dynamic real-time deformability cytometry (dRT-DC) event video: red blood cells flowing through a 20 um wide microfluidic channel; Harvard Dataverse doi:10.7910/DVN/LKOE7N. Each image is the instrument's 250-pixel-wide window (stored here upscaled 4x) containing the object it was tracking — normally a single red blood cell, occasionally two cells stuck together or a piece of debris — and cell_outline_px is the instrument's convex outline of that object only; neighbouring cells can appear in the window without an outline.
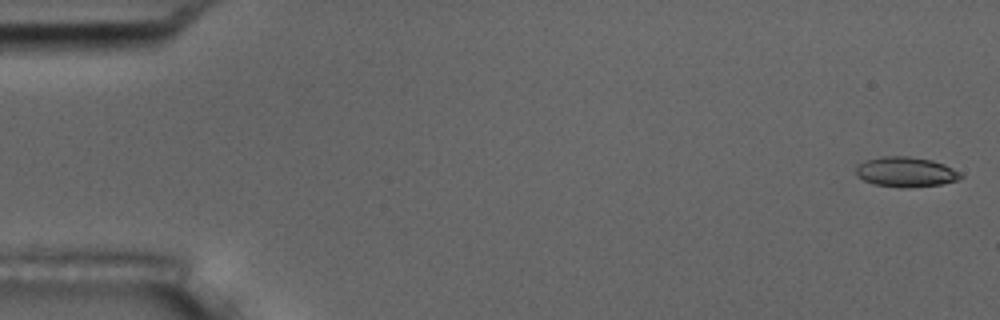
{"species": "common noctule bat (a hibernating species)", "species_latin": "Nyctalus noctula", "temperature_condition": "room temperature", "stored_images_in_passage": 6, "camera_frame_rate_fps": 3000, "um_per_image_px": 0.085, "animal": {"sex": "male", "body_mass_g": 17.5, "forearm_length_mm": 52.3}, "frame": {"image": 1, "passage_image": 1, "time_ms": 0.0, "image_size_px": [1000, 320], "cell_outline_px": [[964, 176], [956, 180], [940, 184], [904, 188], [900, 188], [876, 184], [864, 180], [856, 176], [856, 168], [864, 160], [880, 156], [908, 156], [932, 160], [944, 164], [960, 172]], "centroid_in_image_um": [76.98, 14.6], "position_along_channel_um": 8.0, "area_um2": 18.26}}
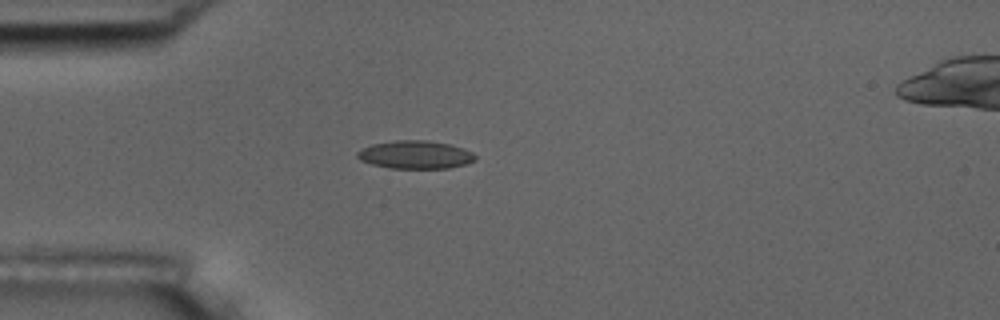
{"frame": {"image": 2, "passage_image": 5, "time_ms": 4.667, "image_size_px": [1000, 320], "cell_outline_px": [[476, 160], [464, 164], [448, 168], [388, 168], [372, 164], [360, 160], [356, 156], [356, 152], [372, 144], [396, 140], [428, 140], [448, 144], [464, 148], [472, 152], [476, 156]], "centroid_in_image_um": [35.3, 13.15], "position_along_channel_um": 49.7, "area_um2": 19.25}}